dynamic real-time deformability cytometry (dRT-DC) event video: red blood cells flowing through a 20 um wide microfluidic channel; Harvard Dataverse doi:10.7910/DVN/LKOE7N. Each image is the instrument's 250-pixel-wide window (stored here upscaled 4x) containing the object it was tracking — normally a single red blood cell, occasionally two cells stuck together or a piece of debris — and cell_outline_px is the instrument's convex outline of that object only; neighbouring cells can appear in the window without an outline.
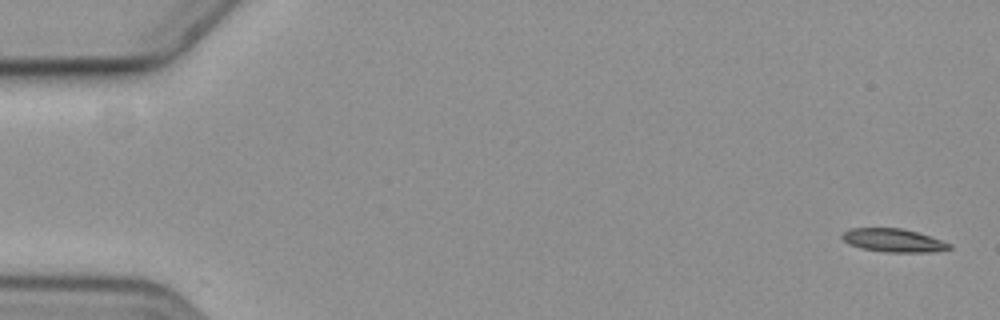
{"species": "common noctule bat (a hibernating species)", "species_latin": "Nyctalus noctula", "temperature_condition": "cold", "stored_images_in_passage": 6, "camera_frame_rate_fps": 3000, "um_per_image_px": 0.085, "animal": {"sex": "female", "body_mass_g": 19.3, "forearm_length_mm": 54.1}, "frame": {"image": 1, "passage_image": 1, "time_ms": 0.0, "image_size_px": [1000, 320], "cell_outline_px": [[952, 248], [932, 252], [884, 252], [860, 248], [848, 244], [840, 236], [840, 232], [848, 228], [900, 228], [916, 232], [952, 244]], "centroid_in_image_um": [75.86, 20.43], "position_along_channel_um": 9.1, "area_um2": 14.62}}
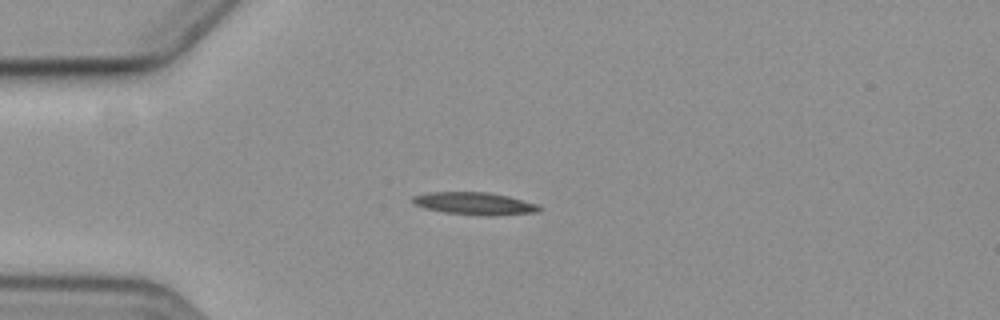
{"frame": {"image": 2, "passage_image": 5, "time_ms": 4.667, "image_size_px": [1000, 320], "cell_outline_px": [[544, 208], [540, 212], [496, 216], [480, 216], [444, 212], [424, 208], [412, 204], [412, 196], [428, 192], [488, 192], [508, 196], [540, 204]], "centroid_in_image_um": [40.4, 17.31], "position_along_channel_um": 44.6, "area_um2": 17.05}}